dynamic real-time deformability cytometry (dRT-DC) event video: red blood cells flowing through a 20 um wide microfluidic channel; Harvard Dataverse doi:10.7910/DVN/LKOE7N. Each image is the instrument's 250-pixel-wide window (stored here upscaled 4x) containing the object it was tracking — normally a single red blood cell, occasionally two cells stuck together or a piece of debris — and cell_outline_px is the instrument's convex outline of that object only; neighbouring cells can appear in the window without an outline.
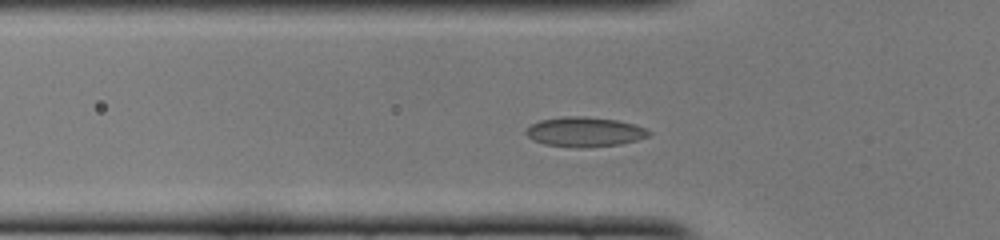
{"species": "common noctule bat (a hibernating species)", "species_latin": "Nyctalus noctula", "temperature_condition": "cold", "stored_images_in_passage": 36, "camera_frame_rate_fps": 3000, "um_per_image_px": 0.085, "animal": {"sex": "female", "body_mass_g": 22.0, "forearm_length_mm": 56.7}, "frame": {"image": 1, "passage_image": 2, "time_ms": 0.333, "image_size_px": [1000, 240], "cell_outline_px": [[652, 132], [648, 136], [636, 140], [620, 144], [580, 148], [544, 144], [532, 140], [524, 132], [532, 124], [540, 120], [560, 116], [584, 116], [616, 120], [636, 124]], "centroid_in_image_um": [49.68, 11.2], "position_along_channel_um": 76.1, "area_um2": 21.27}}
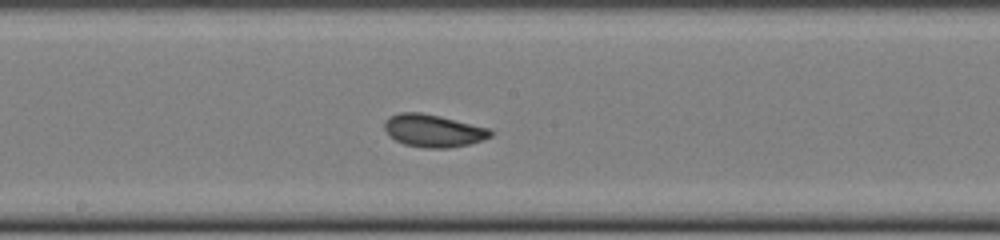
{"frame": {"image": 2, "passage_image": 12, "time_ms": 3.667, "image_size_px": [1000, 240], "cell_outline_px": [[496, 132], [492, 136], [484, 140], [468, 144], [448, 148], [424, 148], [404, 144], [388, 136], [384, 128], [384, 120], [388, 116], [400, 112], [420, 112], [440, 116], [492, 128]], "centroid_in_image_um": [36.86, 11.1], "position_along_channel_um": 211.3, "area_um2": 20.58}}
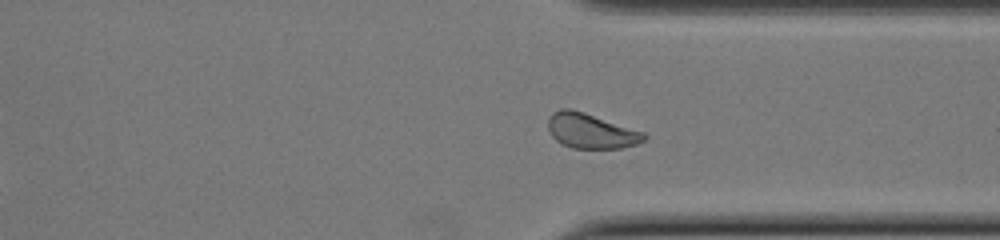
{"frame": {"image": 3, "passage_image": 23, "time_ms": 7.333, "image_size_px": [1000, 240], "cell_outline_px": [[648, 136], [644, 140], [636, 144], [620, 148], [572, 148], [556, 140], [552, 136], [548, 128], [548, 116], [552, 112], [560, 108], [572, 108], [644, 132]], "centroid_in_image_um": [50.2, 11.11], "position_along_channel_um": 361.2, "area_um2": 19.54}, "authors_computed_cell_mechanics": {"area_um2": 20.0277, "velocity_mm_per_s": 4.0652, "shape_relaxation_time_tau1_ms": 5.3631, "shape_relaxation_time_tau2_ms": 1.1799, "deformation_change_tau1": 0.1261, "deformation_change_tau2": 0.0535}}